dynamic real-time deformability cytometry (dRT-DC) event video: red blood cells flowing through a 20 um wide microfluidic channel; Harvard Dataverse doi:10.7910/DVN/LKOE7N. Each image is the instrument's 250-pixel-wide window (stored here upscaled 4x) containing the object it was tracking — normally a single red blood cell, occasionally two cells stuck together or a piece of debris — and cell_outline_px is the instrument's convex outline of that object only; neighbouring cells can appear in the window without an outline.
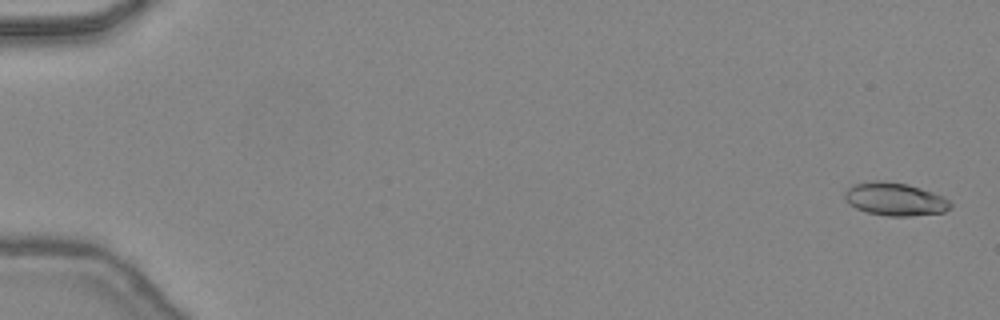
{"species": "common noctule bat (a hibernating species)", "species_latin": "Nyctalus noctula", "temperature_condition": "warm", "stored_images_in_passage": 48, "camera_frame_rate_fps": 3000, "um_per_image_px": 0.085, "animal": {"sex": "female", "body_mass_g": 24.6, "forearm_length_mm": 56.2}, "frame": {"image": 1, "passage_image": 2, "time_ms": 0.333, "image_size_px": [1000, 320], "cell_outline_px": [[952, 208], [944, 212], [912, 216], [888, 216], [868, 212], [856, 208], [848, 204], [844, 196], [844, 192], [852, 184], [876, 180], [908, 184], [944, 196], [952, 204]], "centroid_in_image_um": [76.08, 16.93], "position_along_channel_um": 8.9, "area_um2": 20.4}}
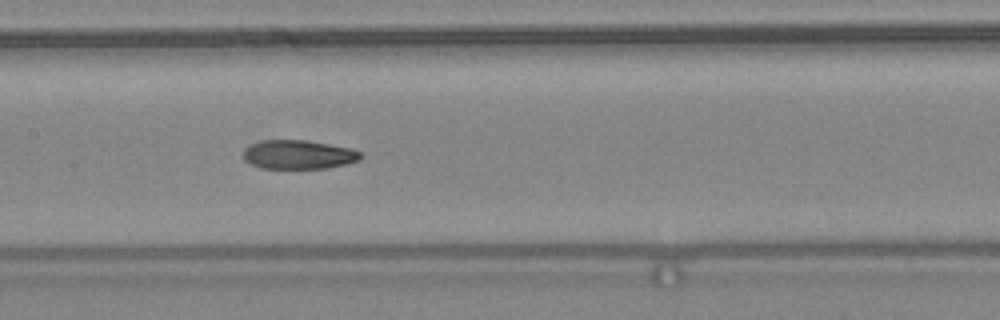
{"frame": {"image": 2, "passage_image": 25, "time_ms": 8.0, "image_size_px": [1000, 320], "cell_outline_px": [[360, 160], [348, 164], [328, 168], [260, 168], [244, 160], [244, 148], [260, 140], [304, 140], [352, 148], [360, 152]], "centroid_in_image_um": [25.38, 13.14], "position_along_channel_um": 182.0, "area_um2": 19.77}}
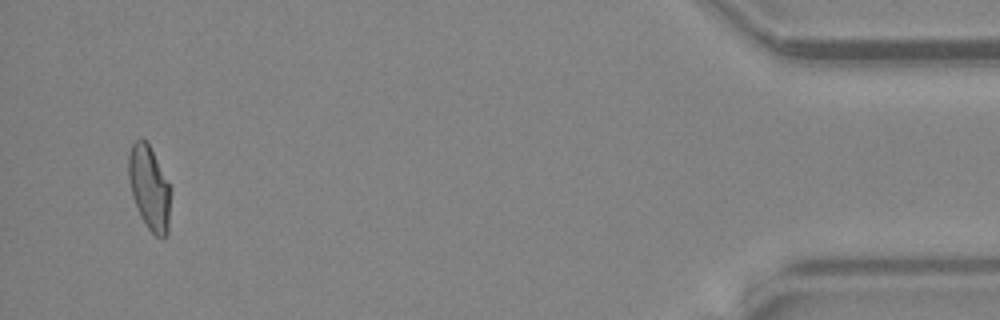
{"frame": {"image": 3, "passage_image": 46, "time_ms": 15.0, "image_size_px": [1000, 320], "cell_outline_px": [[172, 188], [168, 232], [164, 240], [156, 236], [148, 228], [140, 216], [132, 196], [128, 176], [128, 156], [132, 144], [140, 136], [148, 140]], "centroid_in_image_um": [12.72, 15.94], "position_along_channel_um": 422.5, "area_um2": 21.33}, "authors_computed_cell_mechanics": {"area_um2": 20.4034, "velocity_mm_per_s": 4.4965, "shape_relaxation_time_tau1_ms": null, "shape_relaxation_time_tau2_ms": 2.0543, "deformation_change_tau1": null, "deformation_change_tau2": 0.0765}}